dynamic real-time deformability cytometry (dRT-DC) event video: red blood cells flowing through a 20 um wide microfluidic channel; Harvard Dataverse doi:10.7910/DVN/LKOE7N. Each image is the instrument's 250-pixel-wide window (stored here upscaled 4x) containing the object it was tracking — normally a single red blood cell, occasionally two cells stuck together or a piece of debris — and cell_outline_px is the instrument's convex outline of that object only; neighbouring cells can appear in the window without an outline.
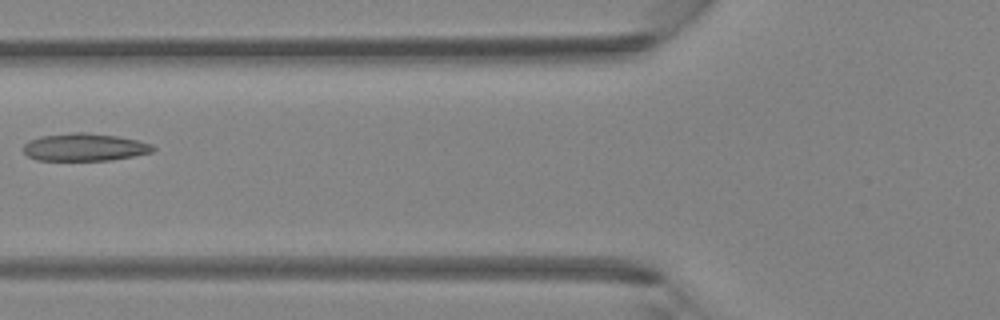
{"species": "Egyptian fruit bat (a non-hibernating species)", "species_latin": "Rousettus aegyptiacus", "temperature_condition": "room temperature", "stored_images_in_passage": 5, "camera_frame_rate_fps": 3000, "um_per_image_px": 0.085, "animal": {"sex": "female"}, "frame": {"image": 1, "passage_image": 5, "time_ms": 1.333, "image_size_px": [1000, 320], "cell_outline_px": [[156, 148], [152, 152], [112, 160], [36, 160], [28, 156], [24, 152], [24, 144], [28, 140], [40, 136], [72, 132], [84, 132], [116, 136], [136, 140], [152, 144]], "centroid_in_image_um": [7.16, 12.51], "position_along_channel_um": 118.6, "area_um2": 20.81}}